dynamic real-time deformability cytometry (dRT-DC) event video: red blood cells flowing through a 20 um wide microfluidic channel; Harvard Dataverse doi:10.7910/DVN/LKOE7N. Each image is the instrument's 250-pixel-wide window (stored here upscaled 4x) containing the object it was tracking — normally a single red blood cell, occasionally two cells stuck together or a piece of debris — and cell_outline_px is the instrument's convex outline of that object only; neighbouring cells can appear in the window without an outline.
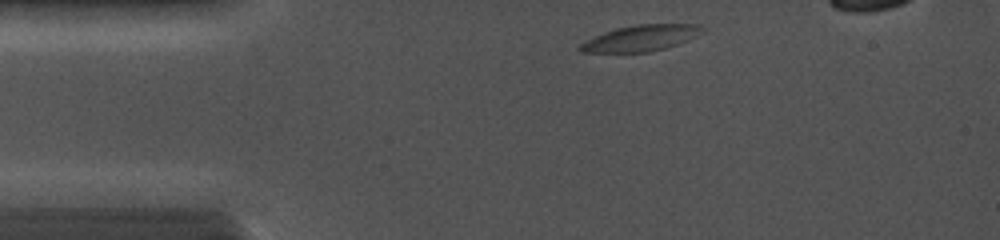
{"species": "common noctule bat (a hibernating species)", "species_latin": "Nyctalus noctula", "temperature_condition": "cold", "stored_images_in_passage": 31, "segment_of_instrument_passage": [1, 2], "camera_frame_rate_fps": 5000, "um_per_image_px": 0.085, "animal": {"sex": "female", "body_mass_g": 19.0, "forearm_length_mm": 56.7}, "frame": {"image": 1, "passage_image": 1, "time_ms": 0.0, "image_size_px": [1000, 240], "cell_outline_px": [[704, 32], [696, 36], [676, 44], [664, 48], [648, 52], [580, 52], [576, 48], [580, 44], [604, 32], [616, 28], [636, 24], [700, 24], [704, 28]], "centroid_in_image_um": [54.48, 3.23], "position_along_channel_um": 30.5, "area_um2": 18.38}}
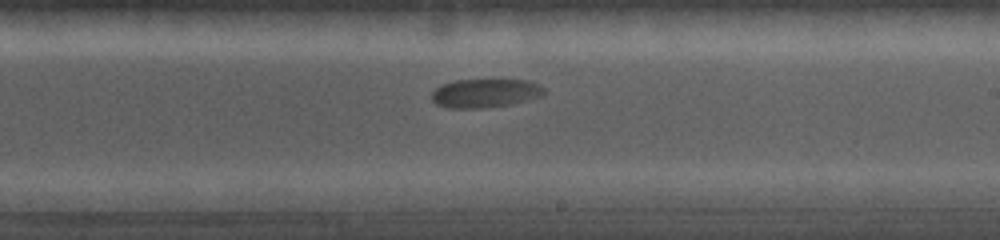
{"frame": {"image": 2, "passage_image": 16, "time_ms": 6.4, "image_size_px": [1000, 240], "cell_outline_px": [[544, 96], [512, 104], [488, 108], [448, 108], [436, 104], [432, 100], [432, 92], [436, 88], [444, 84], [456, 80], [528, 80], [540, 84], [544, 88]], "centroid_in_image_um": [41.28, 7.93], "position_along_channel_um": 247.7, "area_um2": 18.96}}
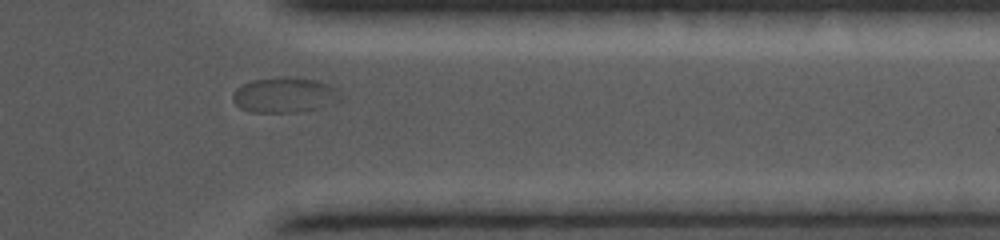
{"frame": {"image": 3, "passage_image": 27, "time_ms": 9.8, "image_size_px": [1000, 240], "cell_outline_px": [[340, 100], [336, 104], [320, 108], [300, 112], [252, 112], [240, 108], [232, 100], [232, 96], [236, 88], [252, 80], [320, 80], [332, 84], [340, 92]], "centroid_in_image_um": [24.26, 8.13], "position_along_channel_um": 387.1, "area_um2": 21.62}}